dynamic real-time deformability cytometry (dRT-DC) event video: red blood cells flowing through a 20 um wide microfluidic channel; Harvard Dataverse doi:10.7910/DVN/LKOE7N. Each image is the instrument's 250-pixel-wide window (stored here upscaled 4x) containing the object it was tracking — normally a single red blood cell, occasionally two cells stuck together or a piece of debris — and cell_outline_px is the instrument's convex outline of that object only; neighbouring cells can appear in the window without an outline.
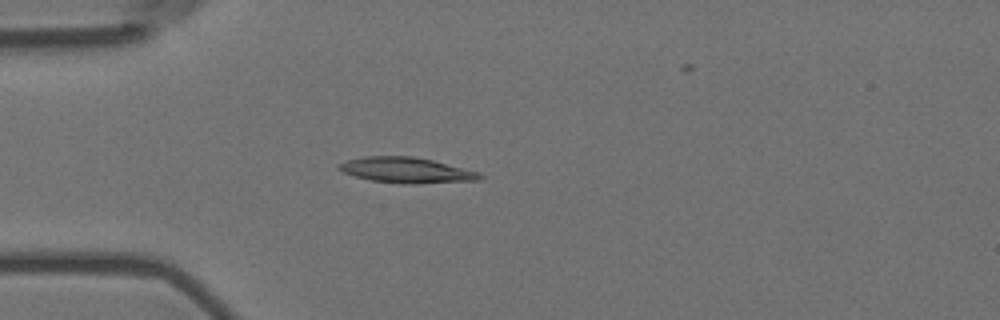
{"species": "Egyptian fruit bat (a non-hibernating species)", "species_latin": "Rousettus aegyptiacus", "temperature_condition": "room temperature", "stored_images_in_passage": 4, "camera_frame_rate_fps": 3000, "um_per_image_px": 0.085, "animal": {"sex": "female"}, "frame": {"image": 1, "passage_image": 3, "time_ms": 0.667, "image_size_px": [1000, 320], "cell_outline_px": [[484, 176], [480, 180], [416, 184], [400, 184], [372, 180], [356, 176], [344, 172], [336, 168], [336, 164], [348, 160], [364, 156], [412, 156], [432, 160], [480, 172]], "centroid_in_image_um": [34.55, 14.47], "position_along_channel_um": 50.4, "area_um2": 21.04}}